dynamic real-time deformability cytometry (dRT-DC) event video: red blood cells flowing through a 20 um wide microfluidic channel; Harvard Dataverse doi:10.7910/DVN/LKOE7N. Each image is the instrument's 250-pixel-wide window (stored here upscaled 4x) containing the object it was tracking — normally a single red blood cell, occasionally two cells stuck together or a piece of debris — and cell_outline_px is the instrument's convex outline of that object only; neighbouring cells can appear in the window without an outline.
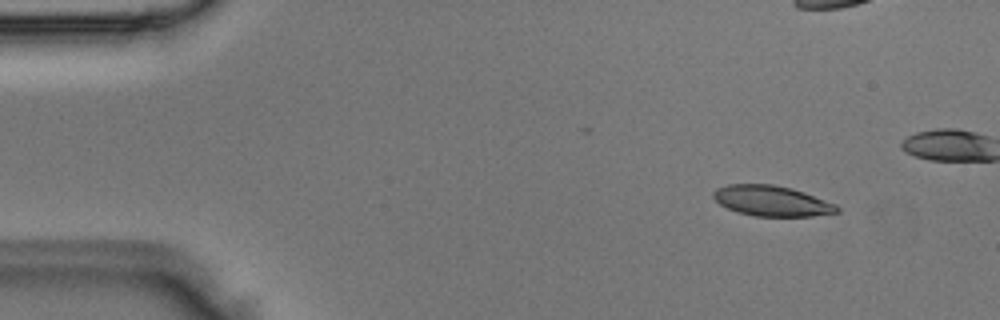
{"species": "Egyptian fruit bat (a non-hibernating species)", "species_latin": "Rousettus aegyptiacus", "temperature_condition": "room temperature", "stored_images_in_passage": 4, "camera_frame_rate_fps": 3000, "um_per_image_px": 0.085, "animal": {"sex": "male"}, "frame": {"image": 1, "passage_image": 1, "time_ms": 0.0, "image_size_px": [1000, 320], "cell_outline_px": [[840, 212], [812, 216], [756, 216], [736, 212], [720, 204], [712, 196], [712, 192], [716, 188], [728, 184], [772, 184], [792, 188], [804, 192], [836, 204], [840, 208]], "centroid_in_image_um": [65.6, 17.07], "position_along_channel_um": 19.4, "area_um2": 22.02}}